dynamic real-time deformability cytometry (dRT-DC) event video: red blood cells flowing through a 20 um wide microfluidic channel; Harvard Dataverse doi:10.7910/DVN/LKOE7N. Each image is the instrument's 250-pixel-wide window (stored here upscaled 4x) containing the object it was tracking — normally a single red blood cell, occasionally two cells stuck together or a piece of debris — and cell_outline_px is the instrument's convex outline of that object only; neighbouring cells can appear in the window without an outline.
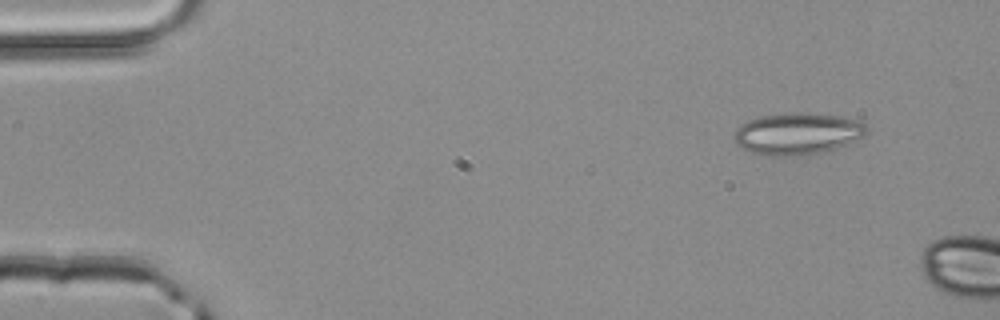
{"species": "common noctule bat (a hibernating species)", "species_latin": "Nyctalus noctula", "temperature_condition": "room temperature", "stored_images_in_passage": 4, "camera_frame_rate_fps": 3000, "um_per_image_px": 0.085, "animal": {"sex": "male", "body_mass_g": 20.4}, "frame": {"image": 1, "passage_image": 1, "time_ms": 0.0, "image_size_px": [1000, 320], "cell_outline_px": [[868, 132], [864, 136], [856, 140], [836, 148], [820, 152], [800, 156], [772, 156], [752, 152], [736, 144], [736, 128], [748, 120], [760, 116], [792, 112], [804, 112], [840, 116], [856, 120], [864, 124], [868, 128]], "centroid_in_image_um": [67.81, 11.35], "position_along_channel_um": 17.2, "area_um2": 32.14}}